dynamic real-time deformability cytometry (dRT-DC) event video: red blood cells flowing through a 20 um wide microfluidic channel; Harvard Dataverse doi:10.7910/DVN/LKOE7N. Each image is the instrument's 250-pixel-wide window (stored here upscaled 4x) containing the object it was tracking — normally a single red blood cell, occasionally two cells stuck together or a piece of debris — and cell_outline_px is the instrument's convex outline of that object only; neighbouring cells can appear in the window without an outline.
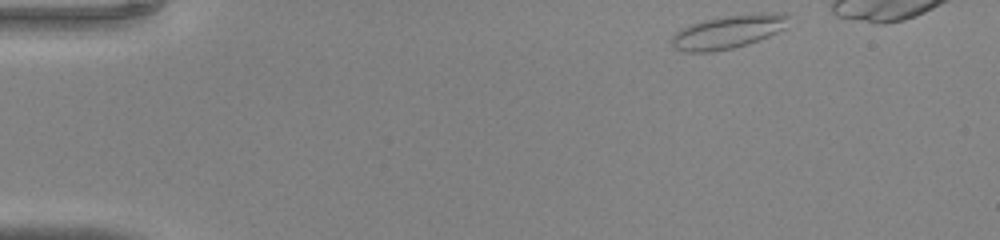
{"species": "common noctule bat (a hibernating species)", "species_latin": "Nyctalus noctula", "temperature_condition": "warm", "stored_images_in_passage": 36, "camera_frame_rate_fps": 3000, "um_per_image_px": 0.085, "animal": {"sex": "male", "body_mass_g": 20.0, "forearm_length_mm": 53.3}, "frame": {"image": 1, "passage_image": 1, "time_ms": 0.0, "image_size_px": [1000, 240], "cell_outline_px": [[788, 16], [784, 28], [768, 36], [732, 48], [712, 52], [684, 52], [676, 48], [672, 44], [672, 36], [676, 32], [692, 24], [704, 20], [728, 16], [760, 12]], "centroid_in_image_um": [61.82, 2.72], "position_along_channel_um": 23.2, "area_um2": 21.91}}
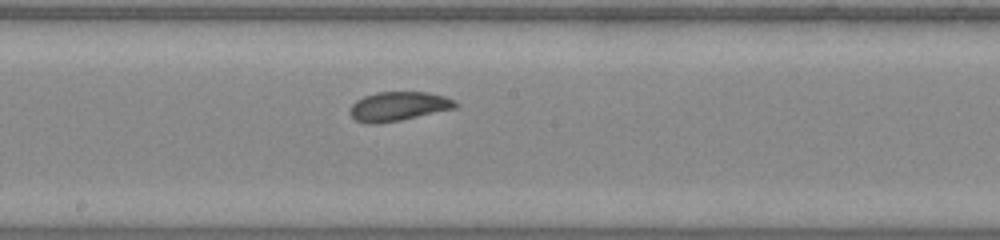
{"frame": {"image": 2, "passage_image": 20, "time_ms": 6.333, "image_size_px": [1000, 240], "cell_outline_px": [[460, 104], [456, 108], [400, 120], [380, 124], [368, 124], [356, 120], [348, 112], [352, 104], [356, 100], [364, 96], [376, 92], [428, 92], [444, 96], [456, 100]], "centroid_in_image_um": [33.87, 9.04], "position_along_channel_um": 214.3, "area_um2": 18.09}}
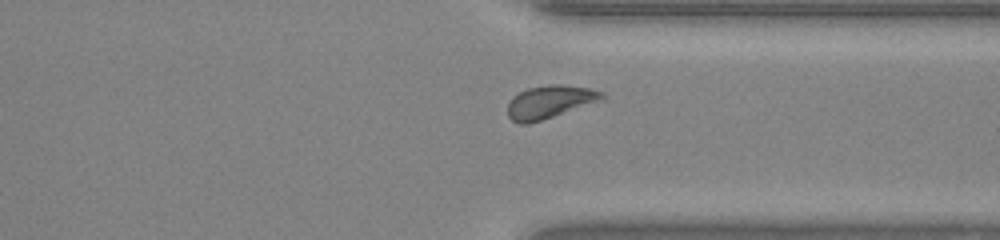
{"frame": {"image": 3, "passage_image": 30, "time_ms": 9.667, "image_size_px": [1000, 240], "cell_outline_px": [[604, 100], [528, 124], [520, 124], [512, 120], [508, 116], [508, 104], [512, 96], [528, 88], [548, 84], [560, 84], [588, 88], [604, 92]], "centroid_in_image_um": [46.73, 8.65], "position_along_channel_um": 364.7, "area_um2": 18.09}}